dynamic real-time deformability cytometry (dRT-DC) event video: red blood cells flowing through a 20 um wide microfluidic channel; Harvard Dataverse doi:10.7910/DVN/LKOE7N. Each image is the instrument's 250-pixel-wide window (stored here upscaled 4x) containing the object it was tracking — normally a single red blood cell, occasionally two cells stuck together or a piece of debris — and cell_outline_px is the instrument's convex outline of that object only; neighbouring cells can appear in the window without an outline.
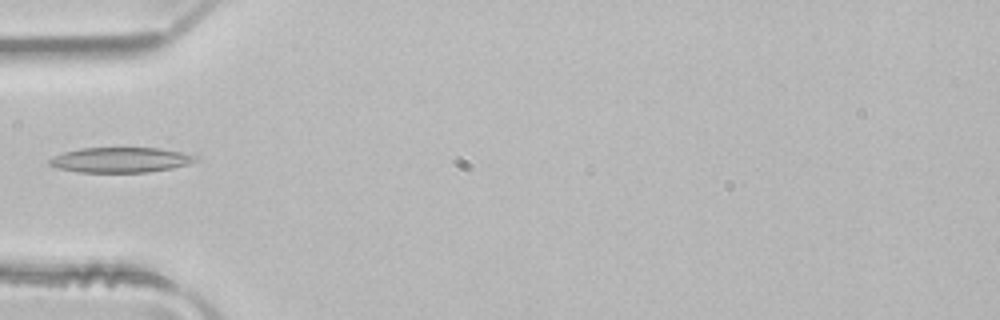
{"species": "common noctule bat (a hibernating species)", "species_latin": "Nyctalus noctula", "temperature_condition": "room temperature", "stored_images_in_passage": 4, "camera_frame_rate_fps": 3000, "um_per_image_px": 0.085, "animal": {"sex": "male", "body_mass_g": 21.5, "forearm_length_mm": 52.0}, "frame": {"image": 1, "passage_image": 4, "time_ms": 1.0, "image_size_px": [1000, 320], "cell_outline_px": [[200, 160], [188, 164], [172, 168], [148, 172], [80, 172], [60, 168], [48, 164], [48, 160], [52, 156], [64, 152], [80, 148], [156, 148], [184, 152], [196, 156]], "centroid_in_image_um": [10.27, 13.59], "position_along_channel_um": 74.7, "area_um2": 21.39}}